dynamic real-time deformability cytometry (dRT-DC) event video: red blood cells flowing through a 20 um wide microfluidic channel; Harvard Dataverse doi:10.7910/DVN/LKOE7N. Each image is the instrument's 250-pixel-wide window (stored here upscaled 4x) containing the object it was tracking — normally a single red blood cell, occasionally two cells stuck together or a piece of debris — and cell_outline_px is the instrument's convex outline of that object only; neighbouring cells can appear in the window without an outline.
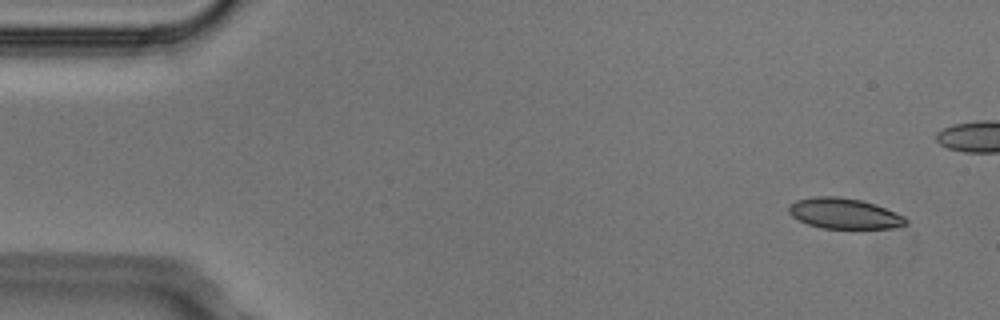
{"species": "Egyptian fruit bat (a non-hibernating species)", "species_latin": "Rousettus aegyptiacus", "temperature_condition": "cold", "stored_images_in_passage": 5, "camera_frame_rate_fps": 3000, "um_per_image_px": 0.085, "animal": {"sex": "male"}, "frame": {"image": 1, "passage_image": 1, "time_ms": 0.0, "image_size_px": [1000, 320], "cell_outline_px": [[908, 224], [892, 228], [820, 228], [808, 224], [792, 216], [788, 212], [788, 204], [796, 200], [816, 196], [840, 196], [860, 200], [876, 204], [904, 216], [908, 220]], "centroid_in_image_um": [71.75, 18.14], "position_along_channel_um": 13.3, "area_um2": 20.92}}